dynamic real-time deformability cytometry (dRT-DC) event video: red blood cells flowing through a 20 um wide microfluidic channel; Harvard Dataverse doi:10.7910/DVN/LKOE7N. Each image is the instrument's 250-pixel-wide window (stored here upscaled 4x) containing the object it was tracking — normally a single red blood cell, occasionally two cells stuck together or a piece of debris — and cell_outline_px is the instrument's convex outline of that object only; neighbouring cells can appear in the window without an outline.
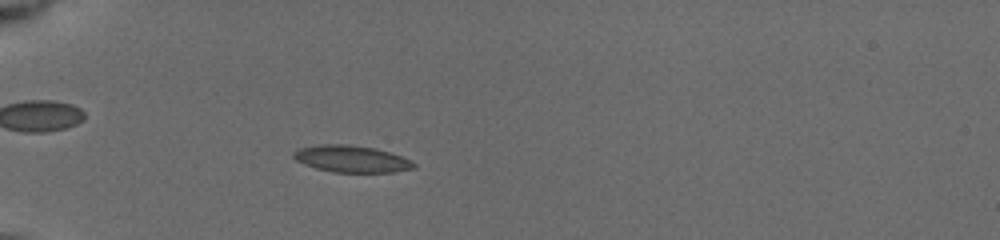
{"species": "common noctule bat (a hibernating species)", "species_latin": "Nyctalus noctula", "temperature_condition": "cold", "stored_images_in_passage": 61, "camera_frame_rate_fps": 3000, "um_per_image_px": 0.085, "animal": {"sex": "female", "body_mass_g": 19.5, "forearm_length_mm": 54.1}, "frame": {"image": 1, "passage_image": 8, "time_ms": 1.667, "image_size_px": [1000, 240], "cell_outline_px": [[416, 168], [392, 172], [332, 172], [316, 168], [304, 164], [296, 160], [292, 156], [292, 152], [300, 148], [320, 144], [348, 144], [376, 148], [400, 156], [416, 164]], "centroid_in_image_um": [29.84, 13.5], "position_along_channel_um": 55.2, "area_um2": 18.73}}
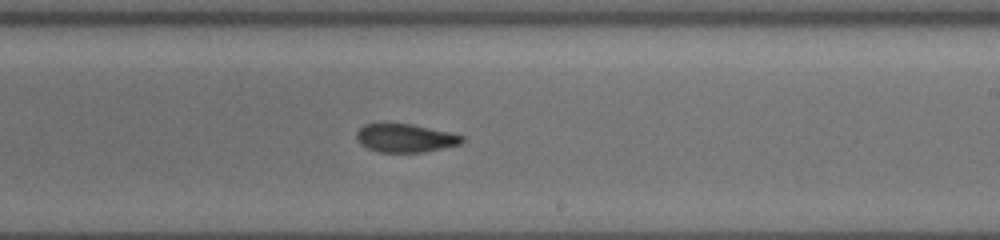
{"frame": {"image": 2, "passage_image": 31, "time_ms": 7.333, "image_size_px": [1000, 240], "cell_outline_px": [[464, 140], [460, 144], [444, 148], [424, 152], [376, 152], [360, 144], [356, 136], [356, 132], [364, 124], [412, 124], [448, 132], [464, 136]], "centroid_in_image_um": [34.44, 11.74], "position_along_channel_um": 254.6, "area_um2": 17.34}}
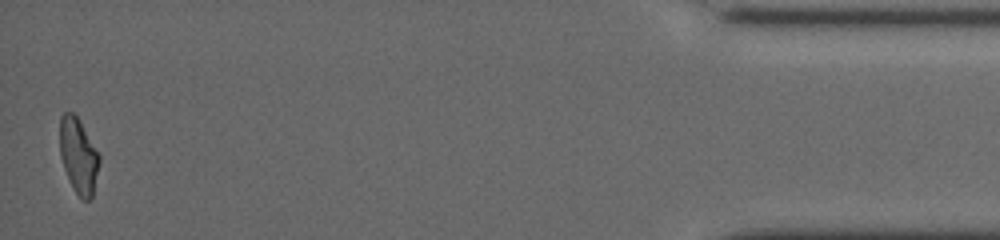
{"frame": {"image": 3, "passage_image": 60, "time_ms": 13.667, "image_size_px": [1000, 240], "cell_outline_px": [[100, 160], [92, 196], [88, 200], [80, 200], [64, 168], [60, 156], [60, 116], [64, 112], [72, 112], [80, 120], [100, 156]], "centroid_in_image_um": [6.66, 13.21], "position_along_channel_um": 428.5, "area_um2": 17.11}, "authors_computed_cell_mechanics": {"area_um2": 17.8602, "velocity_mm_per_s": 3.8984, "shape_relaxation_time_tau1_ms": 9.5778, "shape_relaxation_time_tau2_ms": 3.1036, "deformation_change_tau1": 0.2247, "deformation_change_tau2": 0.0936}}